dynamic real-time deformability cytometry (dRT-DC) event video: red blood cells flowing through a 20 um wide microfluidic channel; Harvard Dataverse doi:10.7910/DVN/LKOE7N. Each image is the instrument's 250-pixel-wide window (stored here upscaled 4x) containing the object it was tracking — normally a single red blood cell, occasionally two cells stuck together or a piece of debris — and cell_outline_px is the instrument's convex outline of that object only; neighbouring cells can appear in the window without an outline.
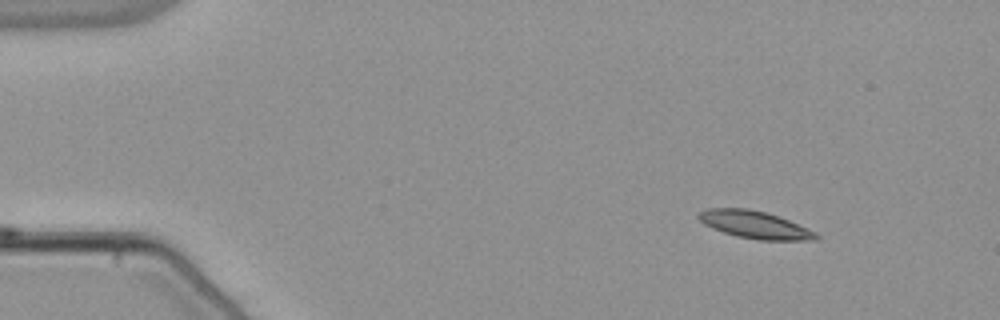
{"species": "common noctule bat (a hibernating species)", "species_latin": "Nyctalus noctula", "temperature_condition": "warm", "stored_images_in_passage": 26, "camera_frame_rate_fps": 3000, "um_per_image_px": 0.085, "animal": {"sex": "male", "body_mass_g": 21.5, "forearm_length_mm": 52.0}, "frame": {"image": 1, "passage_image": 1, "time_ms": 0.0, "image_size_px": [1000, 320], "cell_outline_px": [[820, 236], [816, 240], [756, 240], [736, 236], [712, 228], [704, 224], [696, 216], [700, 212], [708, 208], [748, 208], [764, 212], [788, 220], [816, 232]], "centroid_in_image_um": [64.14, 19.11], "position_along_channel_um": 20.9, "area_um2": 18.67}}